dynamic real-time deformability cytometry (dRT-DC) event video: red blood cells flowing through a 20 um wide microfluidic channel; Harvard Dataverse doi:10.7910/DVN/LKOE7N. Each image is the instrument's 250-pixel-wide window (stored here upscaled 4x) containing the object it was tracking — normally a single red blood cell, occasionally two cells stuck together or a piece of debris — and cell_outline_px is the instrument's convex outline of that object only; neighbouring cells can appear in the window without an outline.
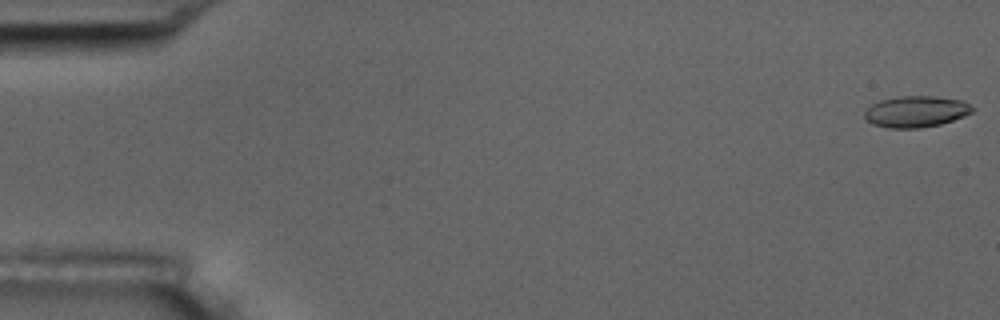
{"species": "common noctule bat (a hibernating species)", "species_latin": "Nyctalus noctula", "temperature_condition": "room temperature", "stored_images_in_passage": 6, "camera_frame_rate_fps": 3000, "um_per_image_px": 0.085, "animal": {"sex": "male", "body_mass_g": 17.5, "forearm_length_mm": 52.3}, "frame": {"image": 1, "passage_image": 1, "time_ms": 0.0, "image_size_px": [1000, 320], "cell_outline_px": [[976, 108], [972, 112], [964, 116], [940, 124], [920, 128], [888, 128], [872, 124], [864, 116], [864, 112], [872, 104], [880, 100], [900, 96], [936, 96], [964, 100]], "centroid_in_image_um": [77.89, 9.47], "position_along_channel_um": 7.1, "area_um2": 19.77}}
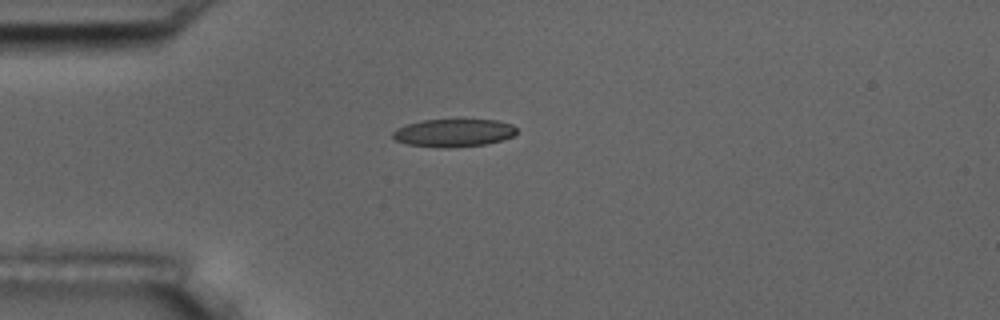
{"frame": {"image": 2, "passage_image": 5, "time_ms": 4.667, "image_size_px": [1000, 320], "cell_outline_px": [[516, 132], [512, 136], [500, 140], [484, 144], [448, 148], [444, 148], [408, 144], [396, 140], [392, 136], [392, 132], [396, 128], [408, 124], [424, 120], [496, 120], [512, 124], [516, 128]], "centroid_in_image_um": [38.54, 11.29], "position_along_channel_um": 46.5, "area_um2": 19.83}}